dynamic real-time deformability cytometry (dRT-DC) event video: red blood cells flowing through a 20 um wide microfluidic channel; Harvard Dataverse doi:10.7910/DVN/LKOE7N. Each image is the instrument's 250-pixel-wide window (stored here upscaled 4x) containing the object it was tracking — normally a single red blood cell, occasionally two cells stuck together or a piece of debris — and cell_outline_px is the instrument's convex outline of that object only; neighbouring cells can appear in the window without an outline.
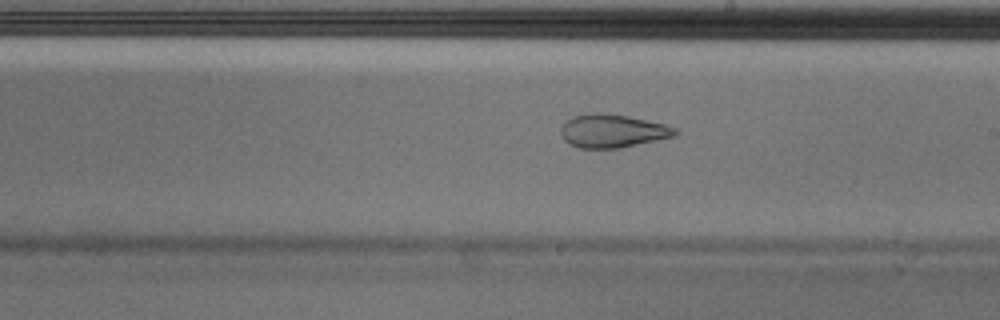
{"species": "Egyptian fruit bat (a non-hibernating species)", "species_latin": "Rousettus aegyptiacus", "temperature_condition": "cold", "stored_images_in_passage": 53, "camera_frame_rate_fps": 3000, "um_per_image_px": 0.085, "animal": {"sex": "male"}, "frame": {"image": 1, "passage_image": 31, "time_ms": 10.0, "image_size_px": [1000, 320], "cell_outline_px": [[680, 132], [676, 136], [620, 148], [580, 148], [568, 144], [564, 140], [560, 132], [560, 128], [572, 116], [592, 112], [600, 112], [628, 116], [664, 124], [676, 128]], "centroid_in_image_um": [52.06, 11.13], "position_along_channel_um": 236.9, "area_um2": 22.31}, "authors_computed_cell_mechanics": {"area_um2": 23.698, "velocity_mm_per_s": 3.6821, "shape_relaxation_time_tau1_ms": null, "shape_relaxation_time_tau2_ms": 1.5889, "deformation_change_tau1": null, "deformation_change_tau2": 0.0787}}